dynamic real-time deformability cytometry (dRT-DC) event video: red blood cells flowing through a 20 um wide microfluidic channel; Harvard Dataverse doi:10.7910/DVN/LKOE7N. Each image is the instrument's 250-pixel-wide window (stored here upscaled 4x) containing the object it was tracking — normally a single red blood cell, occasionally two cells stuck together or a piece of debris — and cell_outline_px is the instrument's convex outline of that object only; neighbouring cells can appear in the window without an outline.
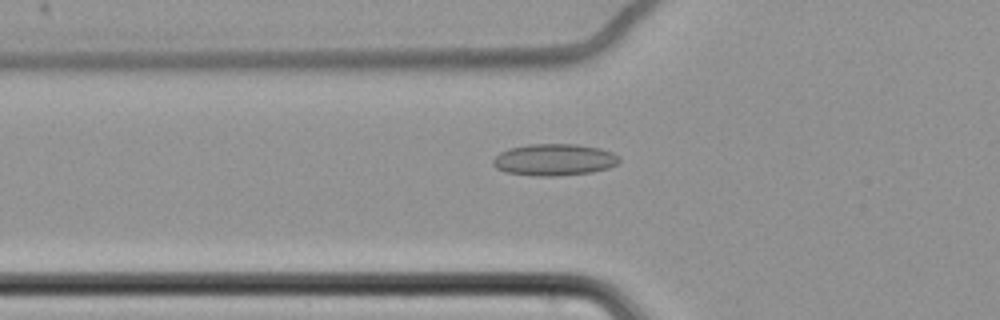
{"species": "common noctule bat (a hibernating species)", "species_latin": "Nyctalus noctula", "temperature_condition": "cold", "stored_images_in_passage": 62, "camera_frame_rate_fps": 3000, "um_per_image_px": 0.085, "animal": {"sex": "female", "body_mass_g": 22.7, "forearm_length_mm": 54.2}, "frame": {"image": 1, "passage_image": 24, "time_ms": 7.667, "image_size_px": [1000, 320], "cell_outline_px": [[620, 160], [616, 164], [608, 168], [592, 172], [560, 176], [536, 176], [508, 172], [496, 168], [492, 164], [492, 160], [500, 152], [508, 148], [528, 144], [576, 144], [600, 148], [612, 152], [620, 156]], "centroid_in_image_um": [47.11, 13.57], "position_along_channel_um": 78.7, "area_um2": 23.47}}
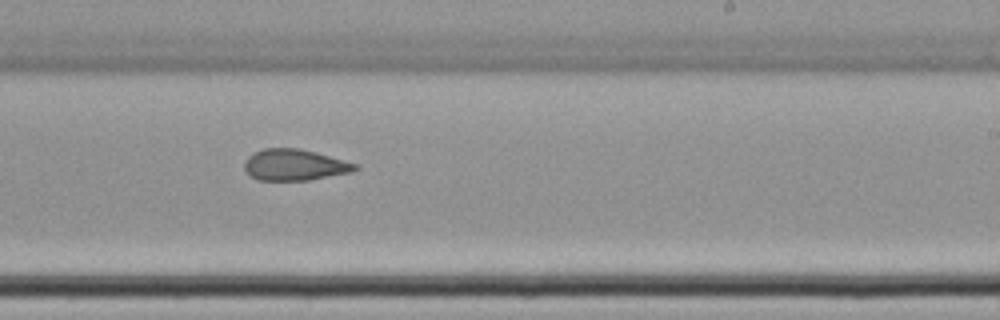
{"frame": {"image": 2, "passage_image": 40, "time_ms": 13.0, "image_size_px": [1000, 320], "cell_outline_px": [[360, 168], [352, 172], [308, 180], [260, 180], [252, 176], [244, 168], [244, 160], [252, 152], [264, 148], [300, 148], [316, 152], [356, 164]], "centroid_in_image_um": [25.02, 14.0], "position_along_channel_um": 264.0, "area_um2": 20.11}}
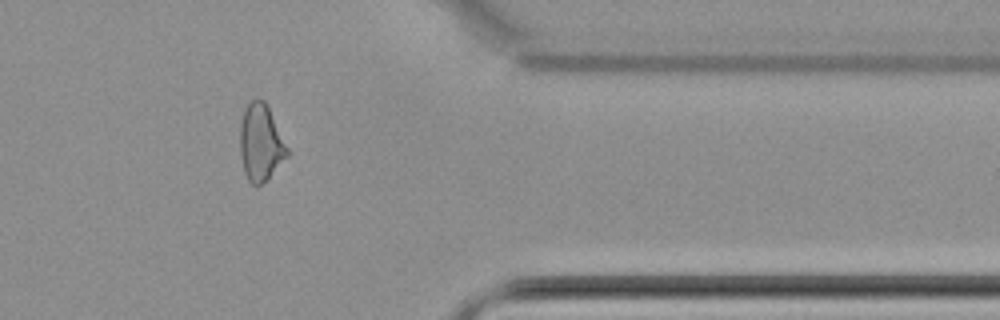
{"frame": {"image": 3, "passage_image": 52, "time_ms": 17.0, "image_size_px": [1000, 320], "cell_outline_px": [[288, 156], [256, 188], [248, 180], [244, 172], [240, 152], [240, 124], [244, 108], [252, 100], [264, 100], [288, 148]], "centroid_in_image_um": [22.13, 12.13], "position_along_channel_um": 389.3, "area_um2": 20.63}, "authors_computed_cell_mechanics": {"area_um2": 21.9929, "velocity_mm_per_s": 3.4781, "shape_relaxation_time_tau1_ms": null, "shape_relaxation_time_tau2_ms": 2.6084, "deformation_change_tau1": null, "deformation_change_tau2": 0.103}}